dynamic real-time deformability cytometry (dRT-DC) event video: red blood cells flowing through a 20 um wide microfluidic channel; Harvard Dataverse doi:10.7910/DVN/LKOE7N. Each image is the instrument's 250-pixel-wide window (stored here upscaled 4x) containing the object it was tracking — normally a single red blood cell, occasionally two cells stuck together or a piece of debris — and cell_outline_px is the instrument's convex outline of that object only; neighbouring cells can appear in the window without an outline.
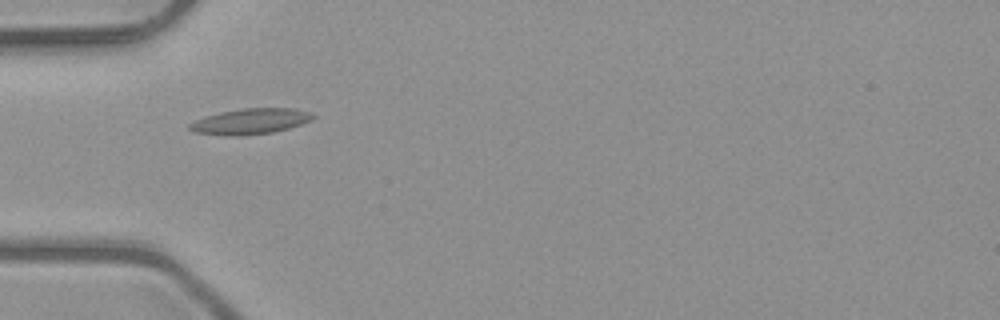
{"species": "common noctule bat (a hibernating species)", "species_latin": "Nyctalus noctula", "temperature_condition": "room temperature", "stored_images_in_passage": 36, "camera_frame_rate_fps": 3000, "um_per_image_px": 0.085, "animal": {"sex": "male", "body_mass_g": 23.1, "forearm_length_mm": 52.7}, "frame": {"image": 1, "passage_image": 1, "time_ms": 0.0, "image_size_px": [1000, 320], "cell_outline_px": [[316, 116], [312, 120], [288, 128], [272, 132], [240, 136], [224, 136], [196, 132], [188, 128], [188, 124], [204, 116], [220, 112], [244, 108], [296, 108], [312, 112]], "centroid_in_image_um": [21.3, 10.31], "position_along_channel_um": 63.7, "area_um2": 18.55}}
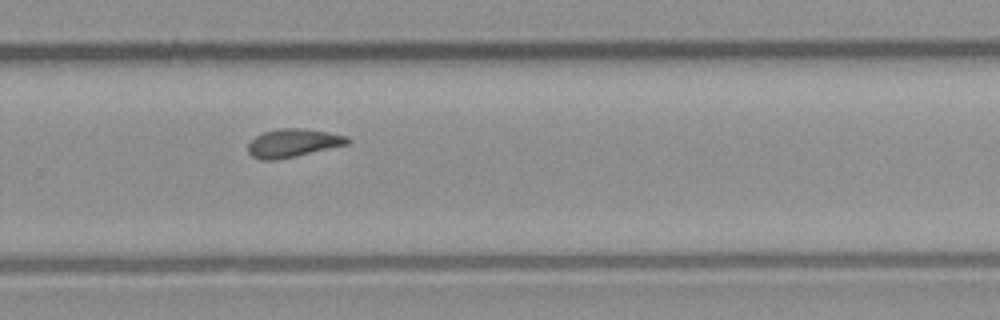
{"frame": {"image": 2, "passage_image": 19, "time_ms": 6.0, "image_size_px": [1000, 320], "cell_outline_px": [[352, 140], [348, 144], [296, 156], [276, 160], [260, 160], [252, 156], [248, 152], [248, 144], [256, 136], [264, 132], [280, 128], [304, 128], [328, 132], [348, 136]], "centroid_in_image_um": [24.92, 12.15], "position_along_channel_um": 304.9, "area_um2": 16.42}}
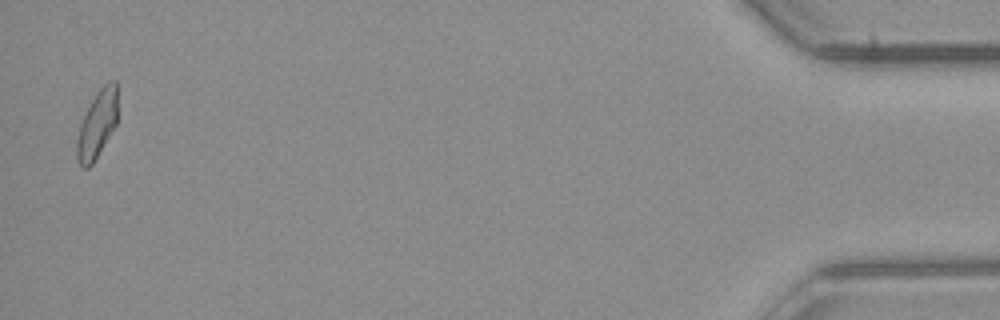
{"frame": {"image": 3, "passage_image": 35, "time_ms": 11.333, "image_size_px": [1000, 320], "cell_outline_px": [[116, 124], [92, 164], [88, 168], [84, 168], [80, 164], [76, 156], [76, 140], [80, 124], [96, 92], [108, 80], [116, 80]], "centroid_in_image_um": [8.24, 10.56], "position_along_channel_um": 427.0, "area_um2": 15.66}, "authors_computed_cell_mechanics": {"area_um2": 16.0973, "velocity_mm_per_s": 4.0309, "shape_relaxation_time_tau1_ms": null, "shape_relaxation_time_tau2_ms": 4.769, "deformation_change_tau1": null, "deformation_change_tau2": 0.0839}}